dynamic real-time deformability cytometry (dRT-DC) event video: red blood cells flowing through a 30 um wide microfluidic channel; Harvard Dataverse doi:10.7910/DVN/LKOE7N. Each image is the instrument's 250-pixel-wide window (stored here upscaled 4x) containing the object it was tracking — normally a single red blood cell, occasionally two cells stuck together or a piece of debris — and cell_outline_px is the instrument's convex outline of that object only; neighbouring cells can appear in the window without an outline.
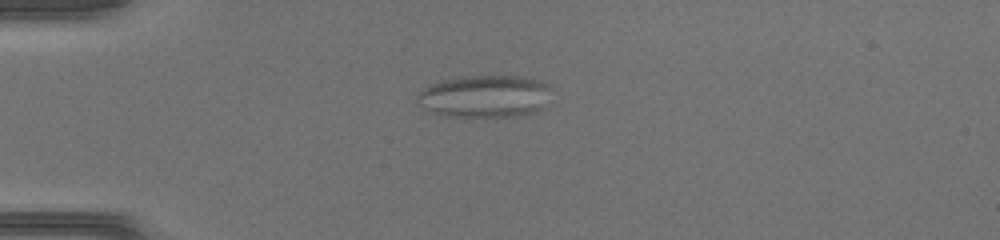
{"species": "common noctule bat (a hibernating species)", "species_latin": "Nyctalus noctula", "temperature_condition": "warm", "stored_images_in_passage": 47, "camera_frame_rate_fps": 3000, "um_per_image_px": 0.085, "animal": {"sex": "female", "body_mass_g": 17.0, "forearm_length_mm": 48.0}, "frame": {"image": 1, "passage_image": 13, "time_ms": 4.0, "image_size_px": [1000, 240], "cell_outline_px": [[548, 88], [536, 108], [528, 112], [508, 116], [444, 116], [432, 112], [424, 108], [416, 100], [416, 96], [428, 84], [440, 80], [460, 76], [516, 76], [544, 80], [548, 84]], "centroid_in_image_um": [41.03, 8.14], "position_along_channel_um": 44.0, "area_um2": 32.14}}
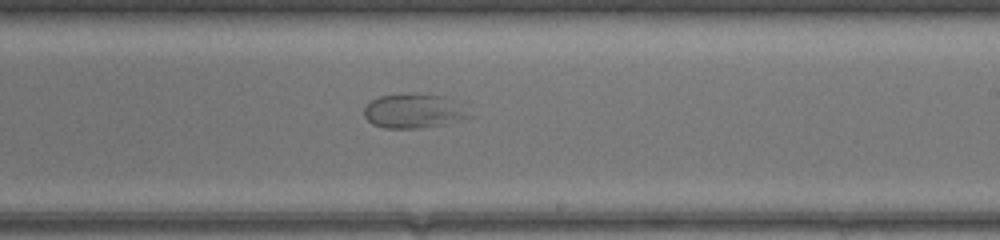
{"frame": {"image": 2, "passage_image": 29, "time_ms": 9.333, "image_size_px": [1000, 240], "cell_outline_px": [[472, 116], [444, 124], [420, 128], [384, 128], [372, 124], [364, 116], [364, 108], [372, 100], [380, 96], [412, 92], [444, 96]], "centroid_in_image_um": [35.07, 9.43], "position_along_channel_um": 253.9, "area_um2": 20.69}}
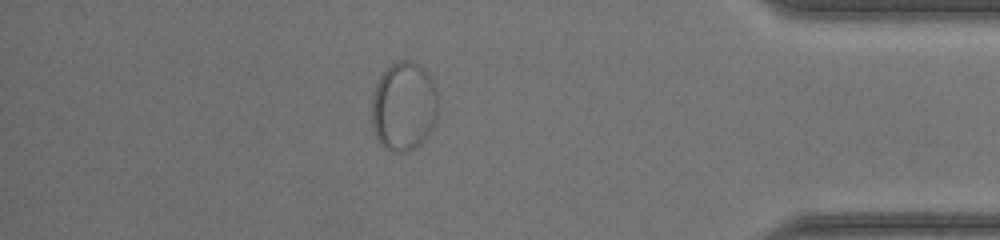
{"frame": {"image": 3, "passage_image": 41, "time_ms": 13.333, "image_size_px": [1000, 240], "cell_outline_px": [[436, 120], [432, 128], [424, 140], [416, 148], [404, 152], [396, 152], [380, 144], [372, 128], [372, 96], [376, 84], [380, 76], [396, 60], [412, 60], [420, 64], [428, 72], [436, 88]], "centroid_in_image_um": [34.32, 9.02], "position_along_channel_um": 400.9, "area_um2": 34.56}}